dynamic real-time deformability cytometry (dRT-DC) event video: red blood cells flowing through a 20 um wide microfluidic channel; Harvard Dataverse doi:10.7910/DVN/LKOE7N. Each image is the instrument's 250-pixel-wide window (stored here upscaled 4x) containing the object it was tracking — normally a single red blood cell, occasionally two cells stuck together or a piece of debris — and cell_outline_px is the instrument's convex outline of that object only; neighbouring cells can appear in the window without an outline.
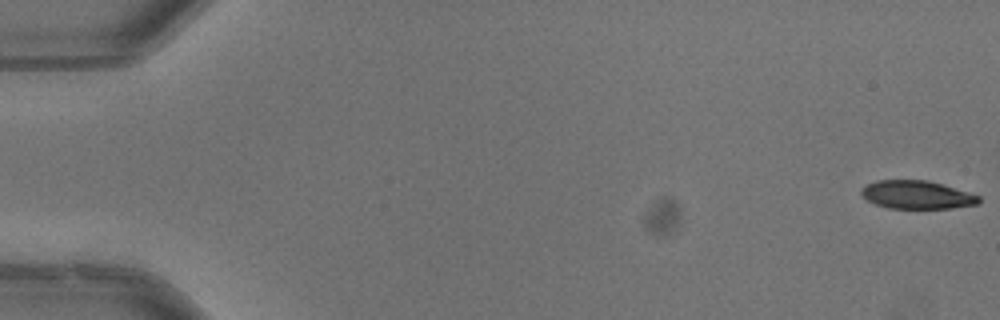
{"species": "common noctule bat (a hibernating species)", "species_latin": "Nyctalus noctula", "temperature_condition": "warm", "stored_images_in_passage": 53, "camera_frame_rate_fps": 3000, "um_per_image_px": 0.085, "animal": {"sex": "male", "body_mass_g": 13.3}, "frame": {"image": 1, "passage_image": 1, "time_ms": 0.0, "image_size_px": [1000, 320], "cell_outline_px": [[980, 204], [952, 208], [888, 208], [876, 204], [868, 200], [860, 192], [860, 188], [876, 180], [928, 180], [968, 192], [980, 196]], "centroid_in_image_um": [77.94, 16.55], "position_along_channel_um": 7.1, "area_um2": 19.25}}
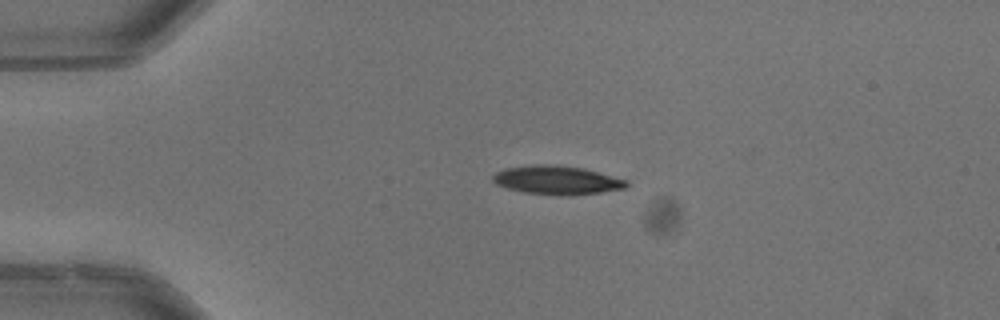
{"frame": {"image": 2, "passage_image": 13, "time_ms": 4.0, "image_size_px": [1000, 320], "cell_outline_px": [[628, 184], [624, 188], [600, 192], [568, 196], [560, 196], [524, 192], [508, 188], [496, 184], [492, 180], [492, 176], [496, 172], [504, 168], [536, 164], [556, 164], [584, 168], [628, 180]], "centroid_in_image_um": [47.33, 15.3], "position_along_channel_um": 37.7, "area_um2": 22.48}, "authors_computed_cell_mechanics": {"area_um2": 22.542, "velocity_mm_per_s": 3.9955, "shape_relaxation_time_tau1_ms": 4.4283, "shape_relaxation_time_tau2_ms": null, "deformation_change_tau1": 0.1872, "deformation_change_tau2": null}}